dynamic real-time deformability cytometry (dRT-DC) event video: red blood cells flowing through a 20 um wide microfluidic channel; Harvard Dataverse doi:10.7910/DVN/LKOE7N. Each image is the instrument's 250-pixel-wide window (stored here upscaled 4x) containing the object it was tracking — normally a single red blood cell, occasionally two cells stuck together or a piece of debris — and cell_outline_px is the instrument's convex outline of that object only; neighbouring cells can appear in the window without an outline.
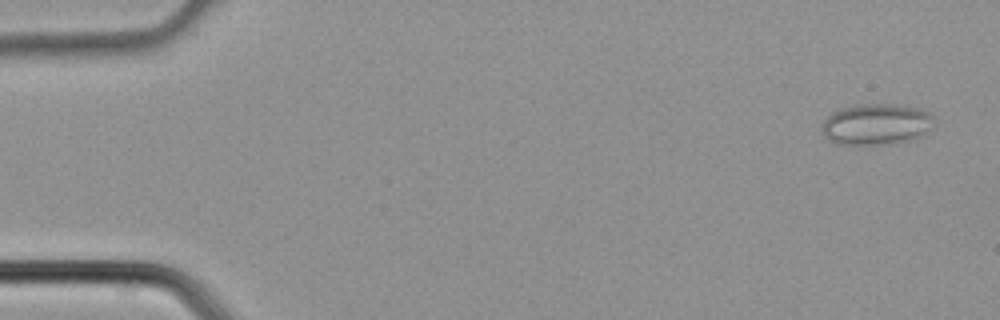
{"species": "common noctule bat (a hibernating species)", "species_latin": "Nyctalus noctula", "temperature_condition": "cold", "stored_images_in_passage": 3, "camera_frame_rate_fps": 3000, "um_per_image_px": 0.085, "animal": {"sex": "male", "body_mass_g": 21.5, "forearm_length_mm": 52.0}, "frame": {"image": 1, "passage_image": 1, "time_ms": 0.0, "image_size_px": [1000, 320], "cell_outline_px": [[936, 116], [932, 128], [908, 140], [892, 144], [836, 144], [824, 136], [820, 132], [820, 128], [824, 120], [832, 112], [856, 104], [888, 104], [920, 108]], "centroid_in_image_um": [74.46, 10.56], "position_along_channel_um": 10.5, "area_um2": 26.93}}